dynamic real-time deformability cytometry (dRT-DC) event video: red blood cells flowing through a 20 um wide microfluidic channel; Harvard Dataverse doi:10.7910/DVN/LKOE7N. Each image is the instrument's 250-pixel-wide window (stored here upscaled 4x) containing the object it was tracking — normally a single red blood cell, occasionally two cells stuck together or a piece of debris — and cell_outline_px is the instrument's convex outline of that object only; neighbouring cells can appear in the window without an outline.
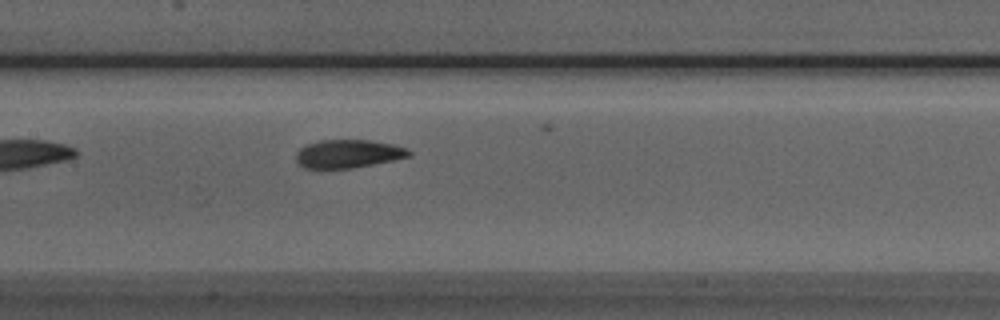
{"species": "Egyptian fruit bat (a non-hibernating species)", "species_latin": "Rousettus aegyptiacus", "temperature_condition": "room temperature", "stored_images_in_passage": 25, "camera_frame_rate_fps": 3000, "um_per_image_px": 0.085, "animal": {"sex": "male"}, "frame": {"image": 1, "passage_image": 8, "time_ms": 2.333, "image_size_px": [1000, 320], "cell_outline_px": [[412, 156], [352, 168], [304, 168], [296, 160], [296, 152], [300, 148], [308, 144], [320, 140], [368, 140], [392, 144], [408, 148], [412, 152]], "centroid_in_image_um": [29.61, 13.06], "position_along_channel_um": 177.8, "area_um2": 18.5}}
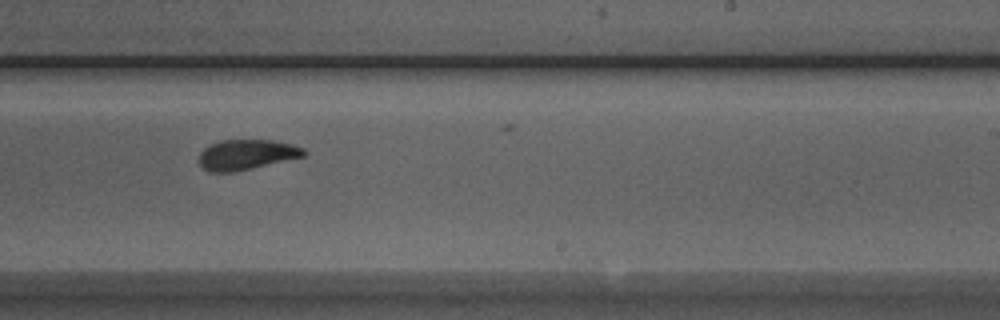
{"frame": {"image": 2, "passage_image": 15, "time_ms": 4.667, "image_size_px": [1000, 320], "cell_outline_px": [[308, 152], [304, 156], [236, 172], [208, 172], [200, 164], [200, 152], [208, 144], [220, 140], [272, 140], [292, 144], [304, 148]], "centroid_in_image_um": [20.95, 13.14], "position_along_channel_um": 268.0, "area_um2": 18.55}}
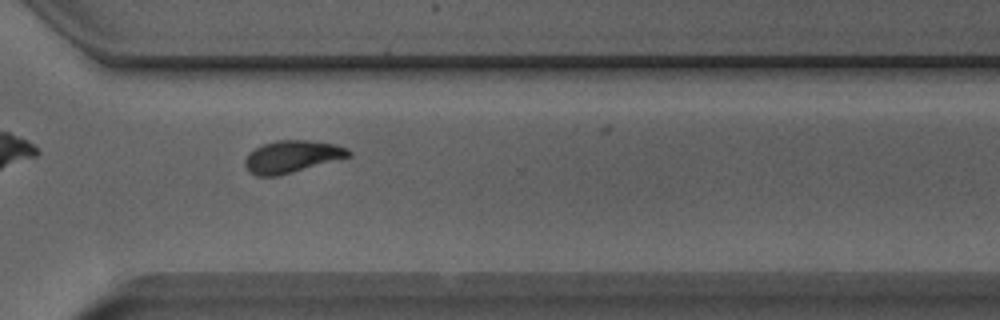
{"frame": {"image": 3, "passage_image": 21, "time_ms": 6.667, "image_size_px": [1000, 320], "cell_outline_px": [[352, 156], [292, 172], [276, 176], [256, 176], [244, 164], [244, 160], [248, 152], [264, 144], [276, 140], [308, 140], [336, 144], [348, 148], [352, 152]], "centroid_in_image_um": [24.84, 13.3], "position_along_channel_um": 345.8, "area_um2": 19.36}}